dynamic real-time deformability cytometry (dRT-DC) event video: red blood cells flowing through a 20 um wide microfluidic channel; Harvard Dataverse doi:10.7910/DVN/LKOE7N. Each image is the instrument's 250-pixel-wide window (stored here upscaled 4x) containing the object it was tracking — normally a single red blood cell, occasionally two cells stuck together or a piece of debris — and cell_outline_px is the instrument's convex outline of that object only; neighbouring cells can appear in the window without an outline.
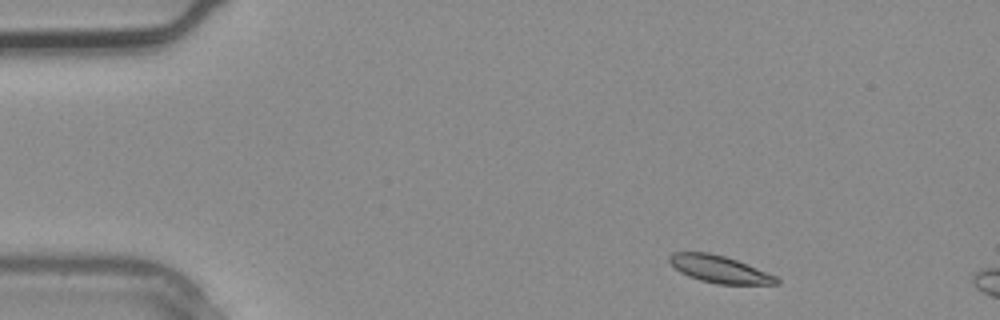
{"species": "common noctule bat (a hibernating species)", "species_latin": "Nyctalus noctula", "temperature_condition": "warm", "stored_images_in_passage": 2, "camera_frame_rate_fps": 3000, "um_per_image_px": 0.085, "animal": {"sex": "male", "body_mass_g": 20.4}, "frame": {"image": 1, "passage_image": 1, "time_ms": 0.0, "image_size_px": [1000, 320], "cell_outline_px": [[780, 284], [716, 284], [700, 280], [688, 276], [680, 272], [668, 260], [668, 256], [672, 252], [708, 252], [724, 256], [736, 260], [776, 276], [780, 280]], "centroid_in_image_um": [61.13, 22.88], "position_along_channel_um": 23.9, "area_um2": 16.82}}